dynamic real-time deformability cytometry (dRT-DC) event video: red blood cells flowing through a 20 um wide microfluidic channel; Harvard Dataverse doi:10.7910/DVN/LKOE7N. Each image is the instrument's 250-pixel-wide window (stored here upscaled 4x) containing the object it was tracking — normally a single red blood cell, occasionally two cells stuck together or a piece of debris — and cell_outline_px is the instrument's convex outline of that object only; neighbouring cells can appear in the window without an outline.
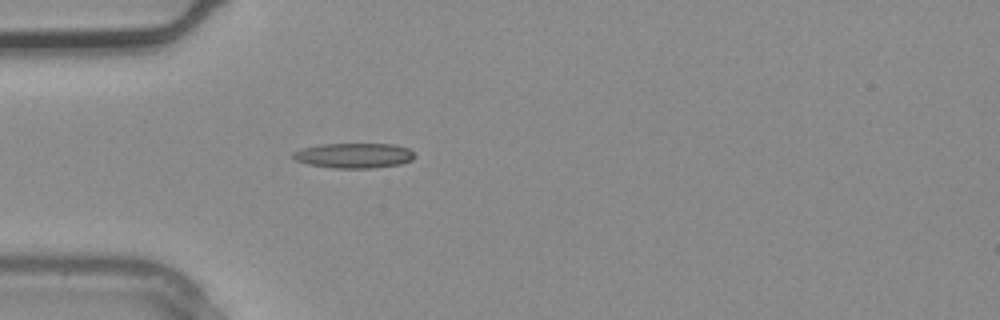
{"species": "common noctule bat (a hibernating species)", "species_latin": "Nyctalus noctula", "temperature_condition": "warm", "stored_images_in_passage": 1, "camera_frame_rate_fps": 3000, "um_per_image_px": 0.085, "animal": {"sex": "male", "body_mass_g": 20.4}, "frame": {"image": 1, "passage_image": 1, "time_ms": 0.0, "image_size_px": [1000, 320], "cell_outline_px": [[416, 156], [412, 160], [400, 164], [372, 168], [332, 168], [308, 164], [296, 160], [292, 156], [292, 152], [300, 148], [320, 144], [396, 144], [408, 148]], "centroid_in_image_um": [30.07, 13.21], "position_along_channel_um": 54.9, "area_um2": 17.86}}